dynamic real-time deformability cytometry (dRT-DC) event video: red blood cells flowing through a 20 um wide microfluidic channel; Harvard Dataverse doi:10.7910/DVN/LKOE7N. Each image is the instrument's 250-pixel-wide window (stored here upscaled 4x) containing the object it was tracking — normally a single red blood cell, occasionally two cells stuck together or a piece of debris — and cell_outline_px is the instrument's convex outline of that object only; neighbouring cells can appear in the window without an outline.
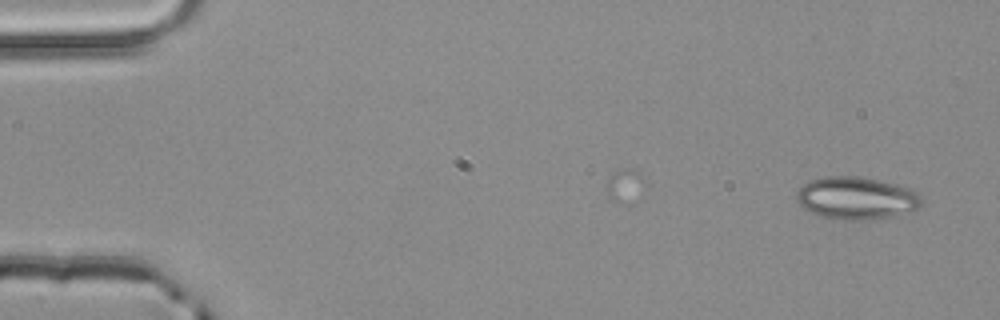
{"species": "common noctule bat (a hibernating species)", "species_latin": "Nyctalus noctula", "temperature_condition": "room temperature", "stored_images_in_passage": 2, "camera_frame_rate_fps": 3000, "um_per_image_px": 0.085, "animal": {"sex": "male", "body_mass_g": 20.4}, "frame": {"image": 1, "passage_image": 2, "time_ms": 0.333, "image_size_px": [1000, 320], "cell_outline_px": [[924, 204], [912, 212], [888, 216], [860, 220], [844, 220], [824, 216], [812, 212], [804, 208], [796, 200], [796, 192], [808, 180], [828, 176], [856, 176], [896, 184], [908, 188], [916, 192], [920, 196]], "centroid_in_image_um": [72.8, 16.83], "position_along_channel_um": 12.2, "area_um2": 30.69}}